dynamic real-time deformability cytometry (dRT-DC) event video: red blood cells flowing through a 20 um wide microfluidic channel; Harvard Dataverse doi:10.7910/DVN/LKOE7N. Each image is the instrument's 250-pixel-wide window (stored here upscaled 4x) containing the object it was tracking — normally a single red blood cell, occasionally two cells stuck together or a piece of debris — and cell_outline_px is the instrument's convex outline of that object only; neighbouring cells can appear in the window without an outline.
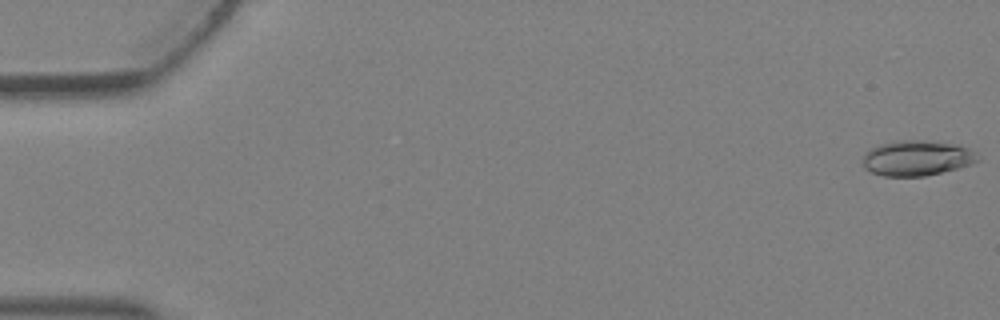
{"species": "Egyptian fruit bat (a non-hibernating species)", "species_latin": "Rousettus aegyptiacus", "temperature_condition": "warm", "stored_images_in_passage": 4, "camera_frame_rate_fps": 3000, "um_per_image_px": 0.085, "animal": {"sex": "female"}, "frame": {"image": 1, "passage_image": 1, "time_ms": 0.0, "image_size_px": [1000, 320], "cell_outline_px": [[980, 160], [972, 164], [924, 176], [884, 176], [872, 172], [864, 168], [864, 156], [872, 148], [880, 144], [892, 140], [916, 140], [952, 144], [968, 148]], "centroid_in_image_um": [77.9, 13.44], "position_along_channel_um": 7.1, "area_um2": 23.12}}